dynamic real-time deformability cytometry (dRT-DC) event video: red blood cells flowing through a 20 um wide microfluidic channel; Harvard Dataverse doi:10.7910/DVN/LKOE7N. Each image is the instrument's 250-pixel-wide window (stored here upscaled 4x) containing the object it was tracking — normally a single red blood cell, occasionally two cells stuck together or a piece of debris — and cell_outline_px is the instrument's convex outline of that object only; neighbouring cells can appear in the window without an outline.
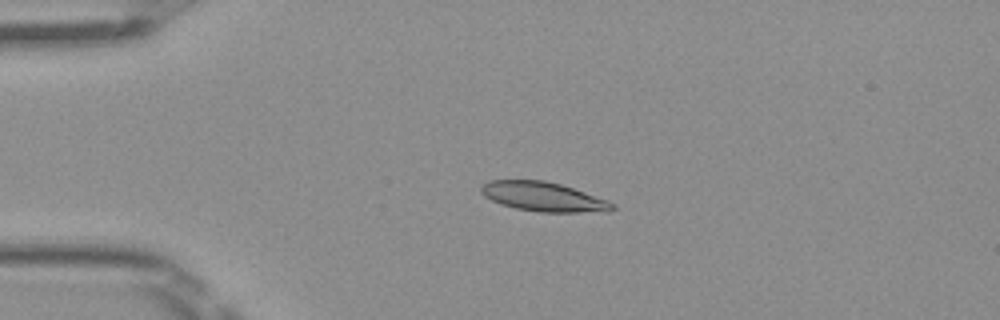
{"species": "Egyptian fruit bat (a non-hibernating species)", "species_latin": "Rousettus aegyptiacus", "temperature_condition": "room temperature", "stored_images_in_passage": 40, "camera_frame_rate_fps": 3000, "um_per_image_px": 0.085, "frame": {"image": 1, "passage_image": 1, "time_ms": 0.0, "image_size_px": [1000, 320], "cell_outline_px": [[616, 208], [608, 212], [540, 212], [516, 208], [500, 204], [484, 196], [480, 192], [480, 188], [488, 180], [544, 180], [560, 184], [608, 200], [616, 204]], "centroid_in_image_um": [46.21, 16.73], "position_along_channel_um": 38.8, "area_um2": 22.48}}
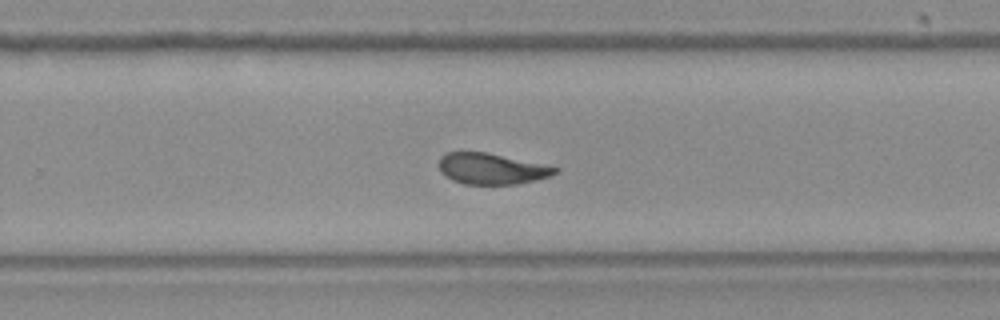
{"frame": {"image": 2, "passage_image": 22, "time_ms": 7.0, "image_size_px": [1000, 320], "cell_outline_px": [[560, 168], [556, 172], [548, 176], [536, 180], [516, 184], [464, 184], [452, 180], [440, 172], [440, 156], [444, 152], [484, 152]], "centroid_in_image_um": [41.73, 14.35], "position_along_channel_um": 288.1, "area_um2": 20.63}}
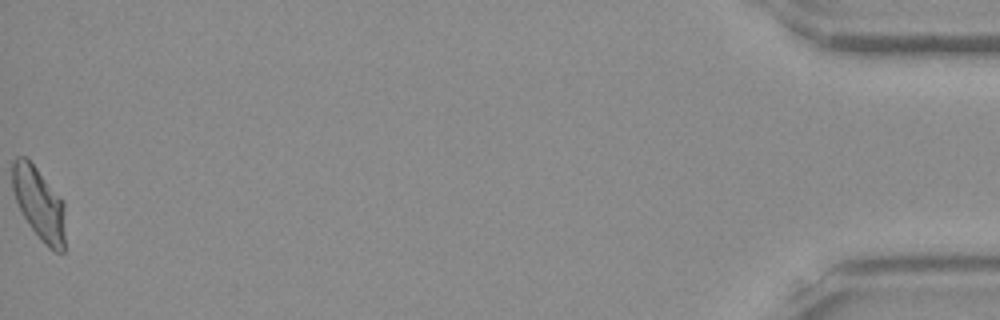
{"frame": {"image": 3, "passage_image": 40, "time_ms": 13.0, "image_size_px": [1000, 320], "cell_outline_px": [[64, 252], [56, 252], [48, 248], [44, 244], [32, 228], [24, 216], [16, 200], [12, 188], [12, 164], [16, 156], [24, 156], [36, 168], [64, 204]], "centroid_in_image_um": [3.31, 17.32], "position_along_channel_um": 431.9, "area_um2": 21.73}, "authors_computed_cell_mechanics": {"area_um2": 22.1085, "velocity_mm_per_s": 4.0308, "shape_relaxation_time_tau1_ms": 5.0015, "shape_relaxation_time_tau2_ms": 1.2464, "deformation_change_tau1": 0.1457, "deformation_change_tau2": 0.0576}}